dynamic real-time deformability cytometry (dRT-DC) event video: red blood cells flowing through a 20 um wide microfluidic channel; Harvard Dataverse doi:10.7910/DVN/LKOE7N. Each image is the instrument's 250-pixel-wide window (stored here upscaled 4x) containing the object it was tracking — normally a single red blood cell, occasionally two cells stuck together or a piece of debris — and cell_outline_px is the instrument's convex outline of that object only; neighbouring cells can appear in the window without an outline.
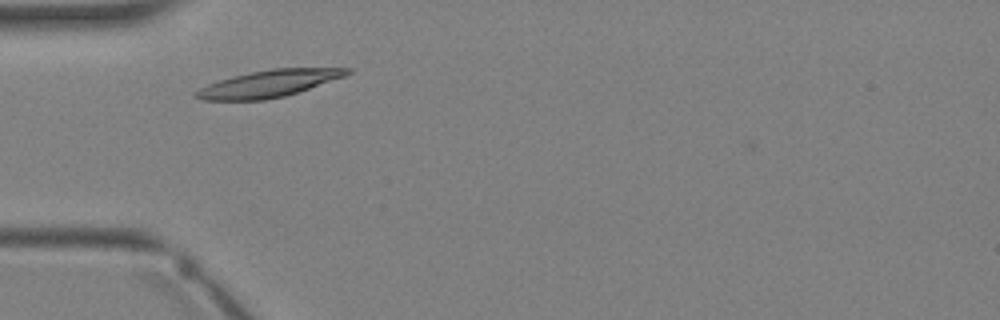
{"species": "Egyptian fruit bat (a non-hibernating species)", "species_latin": "Rousettus aegyptiacus", "temperature_condition": "warm", "stored_images_in_passage": 4, "camera_frame_rate_fps": 3000, "um_per_image_px": 0.085, "animal": {"sex": "female"}, "frame": {"image": 1, "passage_image": 4, "time_ms": 4.333, "image_size_px": [1000, 320], "cell_outline_px": [[352, 72], [344, 76], [284, 96], [264, 100], [204, 100], [192, 96], [192, 92], [208, 84], [232, 76], [272, 68], [352, 68]], "centroid_in_image_um": [22.79, 7.11], "position_along_channel_um": 62.2, "area_um2": 23.41}}